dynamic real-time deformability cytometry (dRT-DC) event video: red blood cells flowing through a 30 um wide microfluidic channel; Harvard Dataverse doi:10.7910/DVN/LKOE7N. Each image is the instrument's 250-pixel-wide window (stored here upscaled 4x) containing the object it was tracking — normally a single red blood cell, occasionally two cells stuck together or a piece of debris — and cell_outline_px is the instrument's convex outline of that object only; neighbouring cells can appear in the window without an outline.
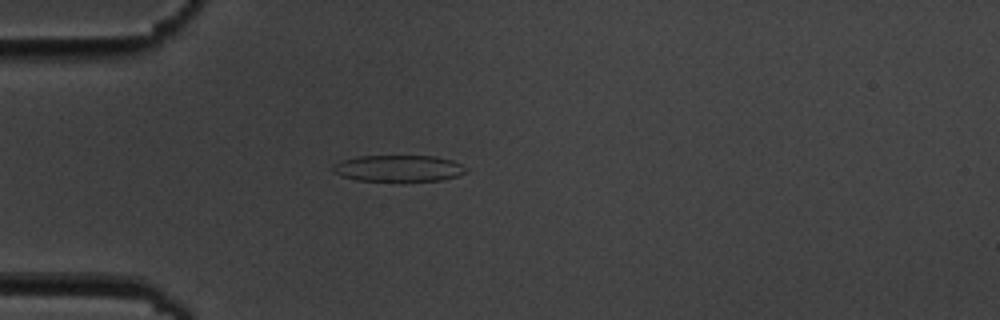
{"species": "common noctule bat (a hibernating species)", "species_latin": "Nyctalus noctula", "temperature_condition": "cold", "stored_images_in_passage": 5, "camera_frame_rate_fps": 3000, "um_per_image_px": 0.085, "animal": {"sex": "male", "body_mass_g": 19.5, "forearm_length_mm": 54.6}, "frame": {"image": 1, "passage_image": 4, "time_ms": 3.667, "image_size_px": [1000, 320], "cell_outline_px": [[468, 172], [456, 176], [440, 180], [356, 180], [340, 176], [332, 168], [336, 164], [344, 160], [360, 156], [436, 156], [452, 160], [468, 168]], "centroid_in_image_um": [33.93, 14.3], "position_along_channel_um": 51.1, "area_um2": 20.11}}